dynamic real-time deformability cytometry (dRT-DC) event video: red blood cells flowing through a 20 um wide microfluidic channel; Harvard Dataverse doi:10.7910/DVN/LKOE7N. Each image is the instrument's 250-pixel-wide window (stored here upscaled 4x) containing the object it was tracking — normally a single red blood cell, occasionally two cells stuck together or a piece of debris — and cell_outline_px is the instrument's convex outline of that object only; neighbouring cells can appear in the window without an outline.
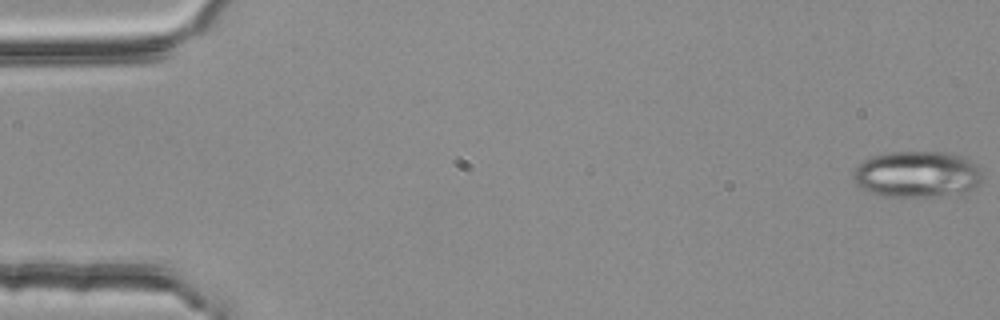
{"species": "common noctule bat (a hibernating species)", "species_latin": "Nyctalus noctula", "temperature_condition": "room temperature", "stored_images_in_passage": 5, "camera_frame_rate_fps": 3000, "um_per_image_px": 0.085, "animal": {"sex": "female", "body_mass_g": 25.1}, "frame": {"image": 1, "passage_image": 1, "time_ms": 0.0, "image_size_px": [1000, 320], "cell_outline_px": [[980, 180], [964, 196], [884, 196], [868, 192], [860, 188], [856, 184], [852, 176], [856, 168], [868, 156], [892, 152], [944, 152], [964, 156], [976, 164], [980, 168]], "centroid_in_image_um": [77.96, 14.82], "position_along_channel_um": 7.0, "area_um2": 35.26}}